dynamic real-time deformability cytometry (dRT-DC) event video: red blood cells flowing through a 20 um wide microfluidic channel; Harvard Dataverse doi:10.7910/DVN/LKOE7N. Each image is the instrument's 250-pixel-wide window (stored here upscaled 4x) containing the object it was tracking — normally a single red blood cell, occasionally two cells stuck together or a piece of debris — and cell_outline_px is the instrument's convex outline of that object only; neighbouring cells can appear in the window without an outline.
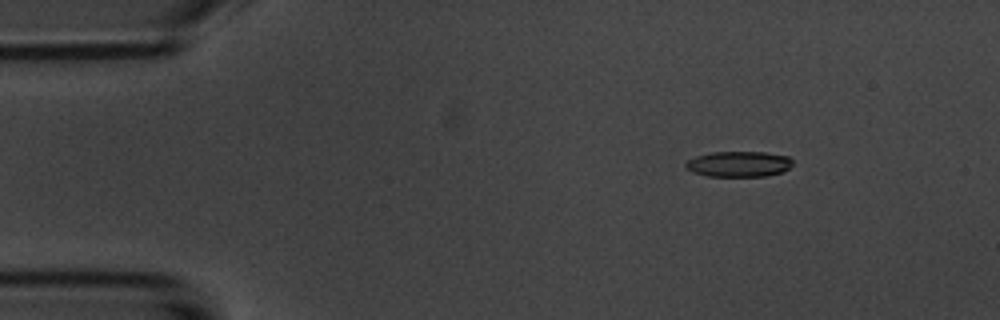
{"species": "common noctule bat (a hibernating species)", "species_latin": "Nyctalus noctula", "temperature_condition": "room temperature", "stored_images_in_passage": 4, "camera_frame_rate_fps": 3000, "um_per_image_px": 0.085, "animal": {"sex": "male", "body_mass_g": 20.1, "forearm_length_mm": 53.5}, "frame": {"image": 1, "passage_image": 1, "time_ms": 0.0, "image_size_px": [1000, 320], "cell_outline_px": [[792, 164], [784, 172], [764, 176], [708, 176], [692, 172], [684, 164], [688, 160], [696, 156], [712, 152], [764, 152], [788, 156], [792, 160]], "centroid_in_image_um": [62.81, 13.94], "position_along_channel_um": 22.2, "area_um2": 15.9}}
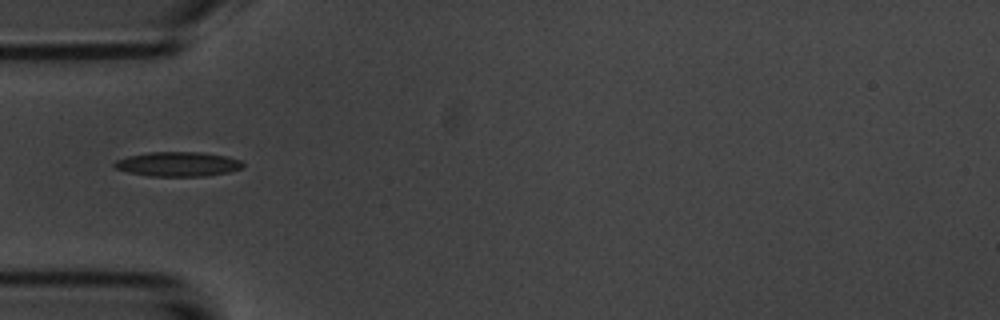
{"frame": {"image": 2, "passage_image": 4, "time_ms": 3.333, "image_size_px": [1000, 320], "cell_outline_px": [[244, 168], [228, 172], [204, 176], [148, 176], [128, 172], [116, 168], [112, 164], [116, 160], [128, 156], [148, 152], [200, 152], [228, 156], [240, 160], [244, 164]], "centroid_in_image_um": [15.14, 13.94], "position_along_channel_um": 69.9, "area_um2": 18.44}}